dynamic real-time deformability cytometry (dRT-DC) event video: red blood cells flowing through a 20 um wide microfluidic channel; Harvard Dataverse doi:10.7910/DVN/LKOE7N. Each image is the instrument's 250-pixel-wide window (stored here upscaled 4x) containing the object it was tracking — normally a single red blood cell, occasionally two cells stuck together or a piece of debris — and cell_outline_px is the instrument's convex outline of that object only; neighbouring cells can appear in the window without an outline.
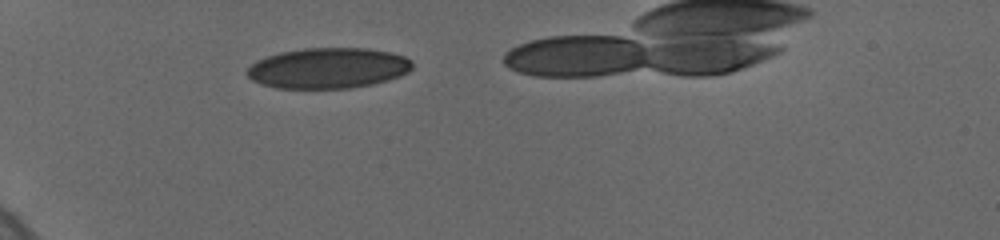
{"species": "human", "species_latin": "Homo sapiens", "temperature_condition": "cold", "stored_images_in_passage": 49, "camera_frame_rate_fps": 3000, "um_per_image_px": 0.085, "donor": {"sex": "female"}, "frame": {"image": 1, "passage_image": 1, "time_ms": 0.0, "image_size_px": [1000, 240], "cell_outline_px": [[412, 68], [408, 72], [400, 76], [388, 80], [372, 84], [348, 88], [276, 88], [260, 84], [252, 80], [244, 72], [256, 60], [280, 52], [304, 48], [368, 48], [388, 52], [404, 56], [412, 60]], "centroid_in_image_um": [27.87, 5.79], "position_along_channel_um": 57.1, "area_um2": 39.19}}
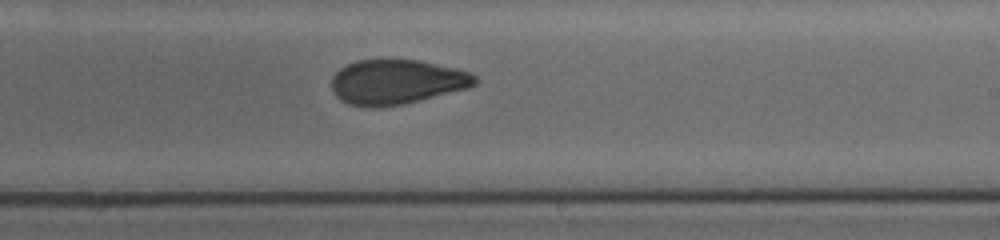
{"frame": {"image": 2, "passage_image": 27, "time_ms": 6.0, "image_size_px": [1000, 240], "cell_outline_px": [[480, 80], [476, 84], [468, 88], [404, 104], [380, 108], [372, 108], [352, 104], [340, 100], [336, 96], [332, 88], [332, 76], [340, 68], [356, 60], [416, 60], [452, 68], [468, 72], [476, 76]], "centroid_in_image_um": [33.7, 6.98], "position_along_channel_um": 255.3, "area_um2": 37.17}}
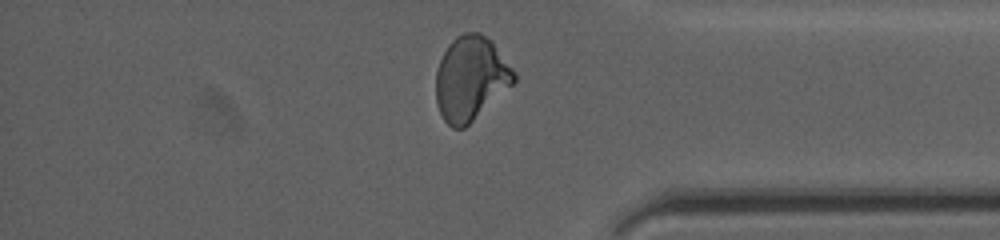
{"frame": {"image": 3, "passage_image": 44, "time_ms": 10.0, "image_size_px": [1000, 240], "cell_outline_px": [[516, 80], [512, 84], [464, 128], [452, 128], [444, 120], [440, 112], [436, 100], [436, 72], [440, 60], [448, 44], [456, 36], [464, 32], [480, 32], [492, 40], [516, 72]], "centroid_in_image_um": [40.01, 6.62], "position_along_channel_um": 395.2, "area_um2": 38.09}}